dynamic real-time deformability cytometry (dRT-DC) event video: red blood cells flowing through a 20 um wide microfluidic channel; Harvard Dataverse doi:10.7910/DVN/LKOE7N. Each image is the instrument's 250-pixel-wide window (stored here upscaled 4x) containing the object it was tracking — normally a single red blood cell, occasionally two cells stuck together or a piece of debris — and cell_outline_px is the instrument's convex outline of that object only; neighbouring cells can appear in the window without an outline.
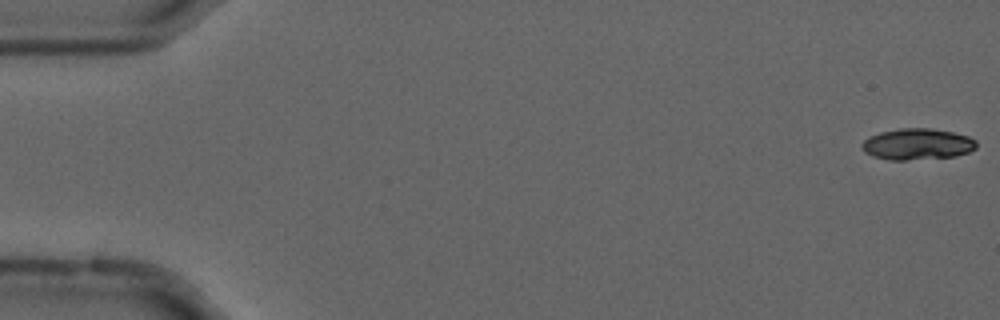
{"species": "common noctule bat (a hibernating species)", "species_latin": "Nyctalus noctula", "temperature_condition": "cold", "stored_images_in_passage": 55, "camera_frame_rate_fps": 3000, "um_per_image_px": 0.085, "animal": {"sex": "male", "forearm_length_mm": 52.5}, "frame": {"image": 1, "passage_image": 1, "time_ms": 0.0, "image_size_px": [1000, 320], "cell_outline_px": [[976, 148], [968, 152], [956, 156], [904, 160], [888, 160], [872, 156], [864, 152], [860, 148], [860, 144], [868, 136], [880, 132], [900, 128], [932, 128], [952, 132], [968, 136], [976, 140]], "centroid_in_image_um": [77.93, 12.25], "position_along_channel_um": 7.1, "area_um2": 21.04}}
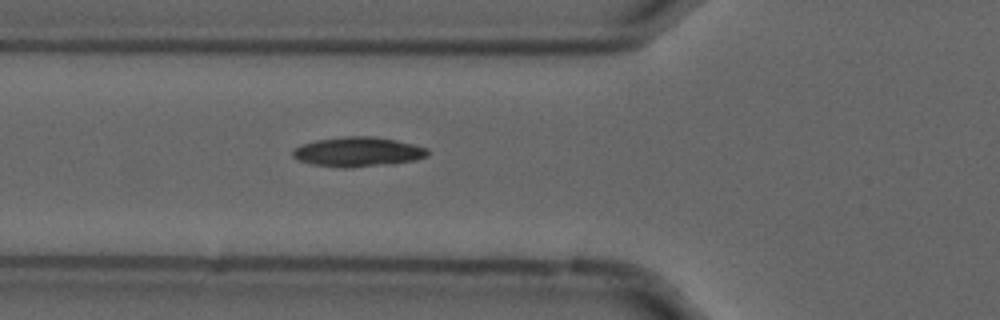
{"frame": {"image": 2, "passage_image": 20, "time_ms": 6.333, "image_size_px": [1000, 320], "cell_outline_px": [[428, 156], [416, 160], [392, 164], [352, 168], [340, 168], [312, 164], [300, 160], [292, 156], [292, 152], [296, 148], [304, 144], [316, 140], [344, 136], [372, 136], [396, 140], [428, 148]], "centroid_in_image_um": [30.46, 12.92], "position_along_channel_um": 95.3, "area_um2": 23.35}}
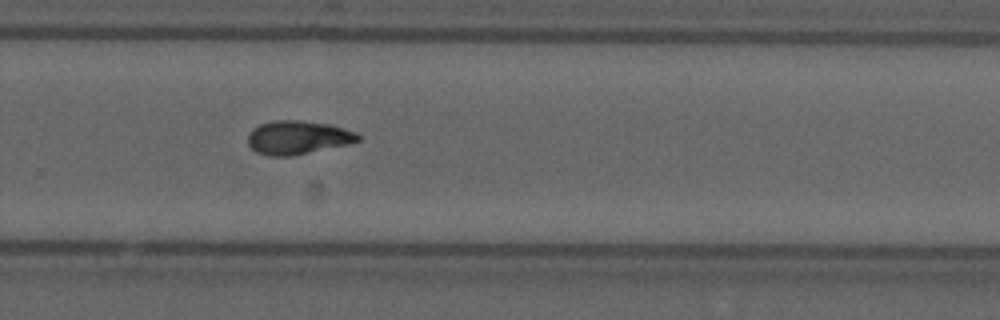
{"frame": {"image": 3, "passage_image": 37, "time_ms": 12.0, "image_size_px": [1000, 320], "cell_outline_px": [[360, 140], [348, 144], [292, 156], [268, 156], [256, 152], [248, 144], [248, 136], [252, 128], [260, 124], [272, 120], [300, 120], [328, 124], [344, 128], [356, 132], [360, 136]], "centroid_in_image_um": [25.29, 11.68], "position_along_channel_um": 304.5, "area_um2": 21.62}, "authors_computed_cell_mechanics": {"area_um2": 21.0392, "velocity_mm_per_s": 3.6831, "shape_relaxation_time_tau1_ms": null, "shape_relaxation_time_tau2_ms": 4.7896, "deformation_change_tau1": null, "deformation_change_tau2": 0.1072}}